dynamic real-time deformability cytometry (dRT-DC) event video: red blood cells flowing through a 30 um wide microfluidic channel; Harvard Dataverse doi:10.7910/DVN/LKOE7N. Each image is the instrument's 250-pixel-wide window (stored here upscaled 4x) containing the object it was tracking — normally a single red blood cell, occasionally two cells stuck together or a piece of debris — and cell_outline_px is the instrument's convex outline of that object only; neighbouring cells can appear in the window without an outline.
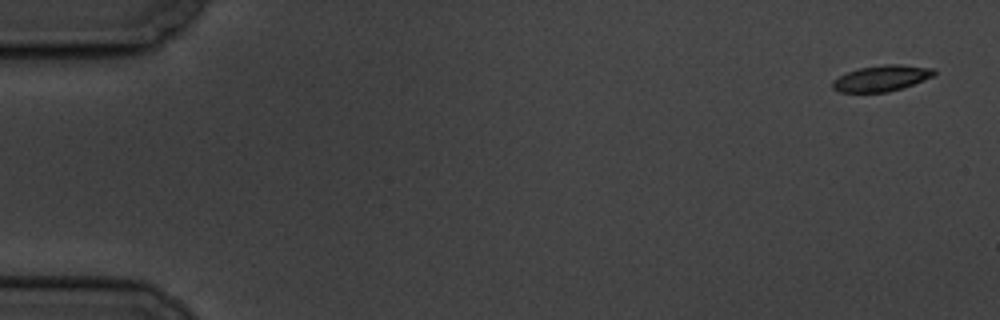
{"species": "common noctule bat (a hibernating species)", "species_latin": "Nyctalus noctula", "temperature_condition": "cold", "stored_images_in_passage": 5, "camera_frame_rate_fps": 3000, "um_per_image_px": 0.085, "animal": {"sex": "male", "body_mass_g": 19.5, "forearm_length_mm": 54.6}, "frame": {"image": 1, "passage_image": 1, "time_ms": 0.0, "image_size_px": [1000, 320], "cell_outline_px": [[936, 72], [932, 76], [912, 84], [888, 92], [840, 92], [832, 88], [832, 80], [848, 72], [860, 68], [884, 64], [900, 64], [932, 68]], "centroid_in_image_um": [74.89, 6.65], "position_along_channel_um": 10.1, "area_um2": 15.09}}
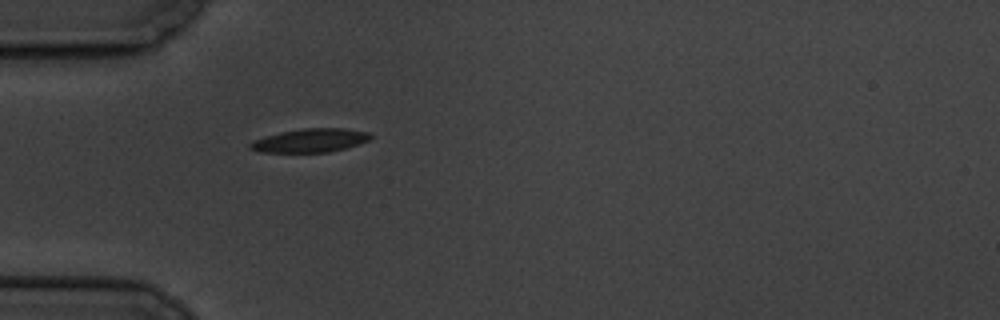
{"frame": {"image": 2, "passage_image": 5, "time_ms": 5.333, "image_size_px": [1000, 320], "cell_outline_px": [[372, 136], [368, 140], [344, 148], [328, 152], [260, 152], [248, 148], [248, 144], [252, 140], [280, 132], [304, 128], [344, 128], [368, 132]], "centroid_in_image_um": [26.31, 11.93], "position_along_channel_um": 58.7, "area_um2": 16.42}}